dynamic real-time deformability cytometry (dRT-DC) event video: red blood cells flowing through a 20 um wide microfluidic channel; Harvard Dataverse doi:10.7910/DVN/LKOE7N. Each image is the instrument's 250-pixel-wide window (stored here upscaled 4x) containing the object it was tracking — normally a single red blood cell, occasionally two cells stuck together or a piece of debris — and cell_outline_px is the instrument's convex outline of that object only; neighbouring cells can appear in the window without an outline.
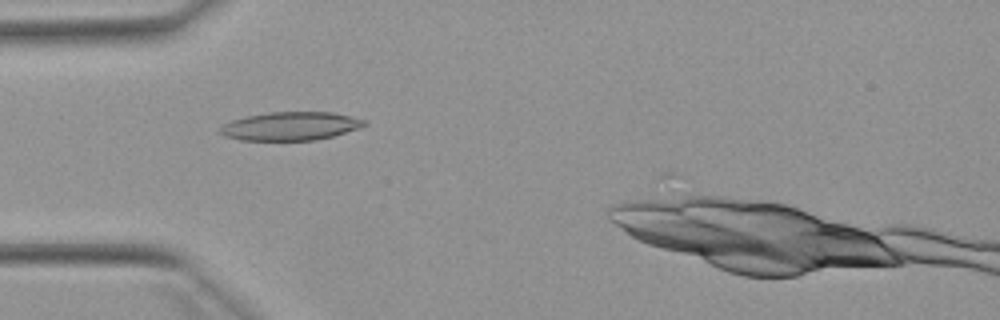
{"species": "Egyptian fruit bat (a non-hibernating species)", "species_latin": "Rousettus aegyptiacus", "temperature_condition": "warm", "stored_images_in_passage": 23, "camera_frame_rate_fps": 3000, "um_per_image_px": 0.085, "animal": {"sex": "female"}, "frame": {"image": 1, "passage_image": 10, "time_ms": 3.0, "image_size_px": [1000, 320], "cell_outline_px": [[368, 124], [360, 128], [332, 136], [316, 140], [240, 140], [224, 136], [220, 132], [220, 128], [224, 124], [232, 120], [248, 116], [268, 112], [332, 112], [364, 120]], "centroid_in_image_um": [24.69, 10.72], "position_along_channel_um": 60.3, "area_um2": 23.7}}
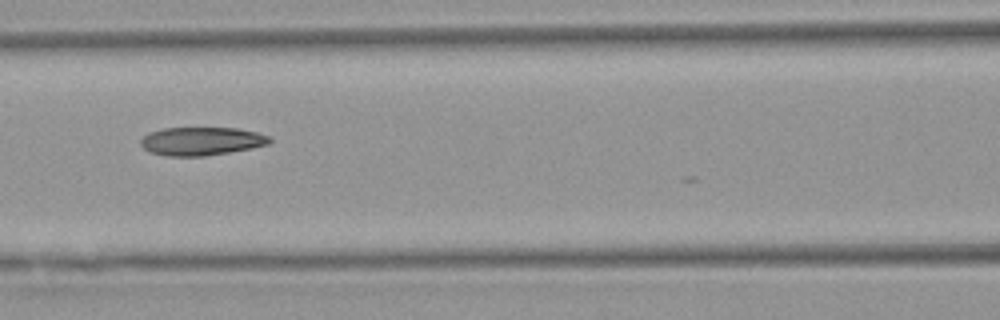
{"frame": {"image": 2, "passage_image": 17, "time_ms": 5.333, "image_size_px": [1000, 320], "cell_outline_px": [[272, 140], [268, 144], [252, 148], [204, 156], [164, 156], [148, 152], [140, 144], [140, 140], [148, 132], [164, 128], [236, 128], [256, 132], [268, 136]], "centroid_in_image_um": [17.08, 12.0], "position_along_channel_um": 149.5, "area_um2": 21.27}}
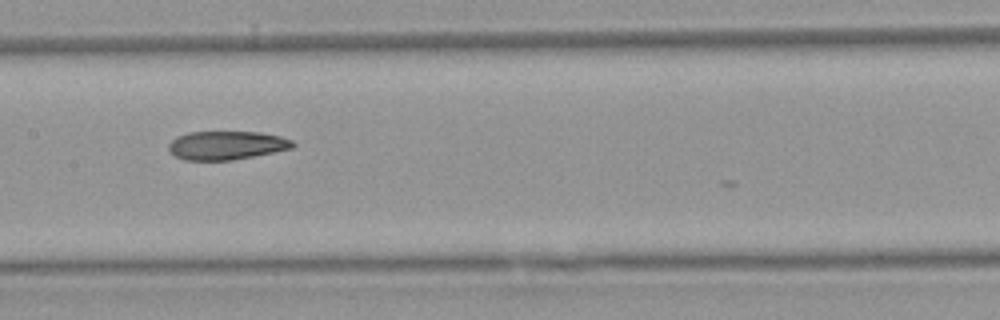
{"frame": {"image": 3, "passage_image": 20, "time_ms": 6.333, "image_size_px": [1000, 320], "cell_outline_px": [[296, 144], [292, 148], [232, 160], [184, 160], [176, 156], [168, 148], [168, 144], [176, 136], [188, 132], [260, 132], [280, 136], [292, 140]], "centroid_in_image_um": [19.24, 12.34], "position_along_channel_um": 188.2, "area_um2": 20.58}}